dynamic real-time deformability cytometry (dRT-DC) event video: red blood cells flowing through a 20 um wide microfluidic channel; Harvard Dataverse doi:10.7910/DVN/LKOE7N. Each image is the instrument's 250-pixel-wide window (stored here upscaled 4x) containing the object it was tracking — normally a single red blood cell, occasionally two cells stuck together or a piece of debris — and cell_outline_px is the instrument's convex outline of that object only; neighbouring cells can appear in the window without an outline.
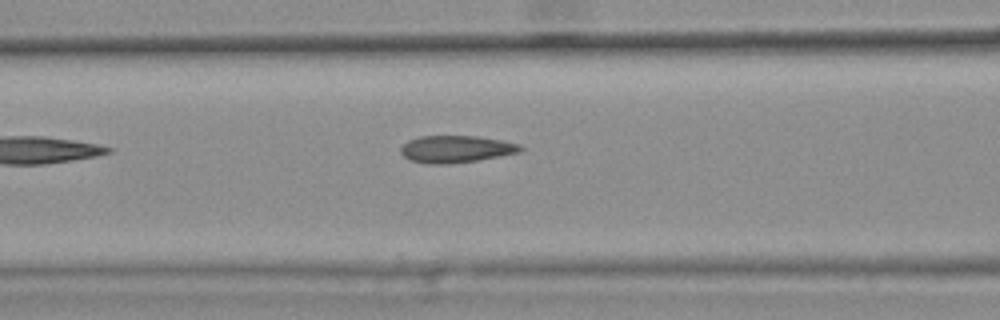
{"species": "common noctule bat (a hibernating species)", "species_latin": "Nyctalus noctula", "temperature_condition": "warm", "stored_images_in_passage": 6, "camera_frame_rate_fps": 3000, "um_per_image_px": 0.085, "animal": {"sex": "female", "body_mass_g": 25.1}, "frame": {"image": 1, "passage_image": 6, "time_ms": 1.667, "image_size_px": [1000, 320], "cell_outline_px": [[524, 148], [520, 152], [480, 160], [448, 164], [428, 164], [408, 160], [400, 152], [400, 148], [408, 140], [420, 136], [476, 136], [500, 140], [520, 144]], "centroid_in_image_um": [38.75, 12.68], "position_along_channel_um": 127.9, "area_um2": 19.02}}